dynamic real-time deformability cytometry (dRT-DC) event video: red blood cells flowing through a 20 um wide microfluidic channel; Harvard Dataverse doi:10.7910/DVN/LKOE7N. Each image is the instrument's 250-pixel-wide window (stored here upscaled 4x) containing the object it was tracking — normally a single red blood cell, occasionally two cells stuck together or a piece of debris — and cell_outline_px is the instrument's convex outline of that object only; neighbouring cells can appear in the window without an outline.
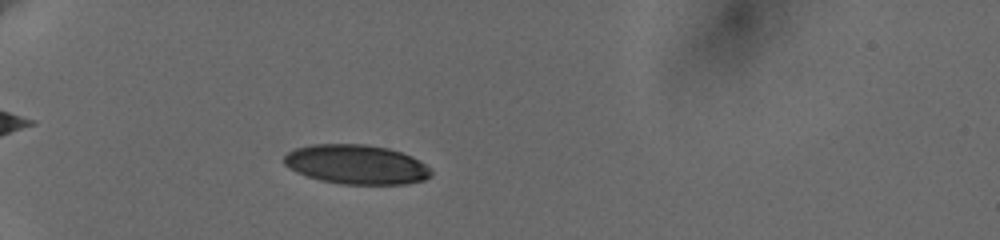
{"species": "human", "species_latin": "Homo sapiens", "temperature_condition": "cold", "stored_images_in_passage": 15, "camera_frame_rate_fps": 3000, "um_per_image_px": 0.085, "donor": {"sex": "female"}, "frame": {"image": 1, "passage_image": 11, "time_ms": 4.667, "image_size_px": [1000, 240], "cell_outline_px": [[432, 176], [424, 180], [408, 184], [340, 184], [320, 180], [296, 172], [288, 168], [284, 164], [284, 156], [288, 152], [296, 148], [312, 144], [364, 144], [388, 148], [412, 156], [432, 168]], "centroid_in_image_um": [30.31, 13.98], "position_along_channel_um": 54.7, "area_um2": 33.99}}
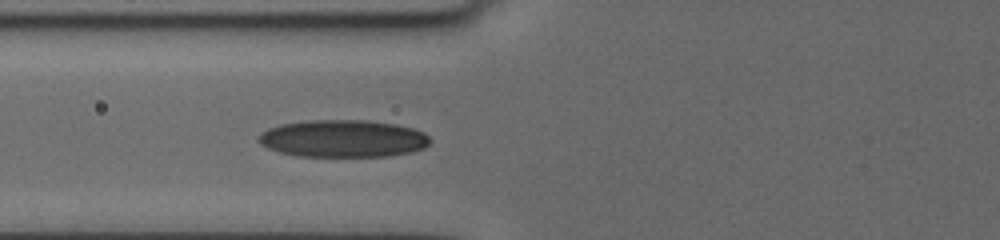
{"frame": {"image": 2, "passage_image": 15, "time_ms": 6.667, "image_size_px": [1000, 240], "cell_outline_px": [[428, 144], [424, 148], [412, 152], [388, 156], [296, 156], [280, 152], [268, 148], [260, 144], [256, 140], [268, 128], [280, 124], [308, 120], [364, 120], [396, 124], [412, 128], [424, 132], [428, 136]], "centroid_in_image_um": [29.15, 11.78], "position_along_channel_um": 96.7, "area_um2": 37.28}}